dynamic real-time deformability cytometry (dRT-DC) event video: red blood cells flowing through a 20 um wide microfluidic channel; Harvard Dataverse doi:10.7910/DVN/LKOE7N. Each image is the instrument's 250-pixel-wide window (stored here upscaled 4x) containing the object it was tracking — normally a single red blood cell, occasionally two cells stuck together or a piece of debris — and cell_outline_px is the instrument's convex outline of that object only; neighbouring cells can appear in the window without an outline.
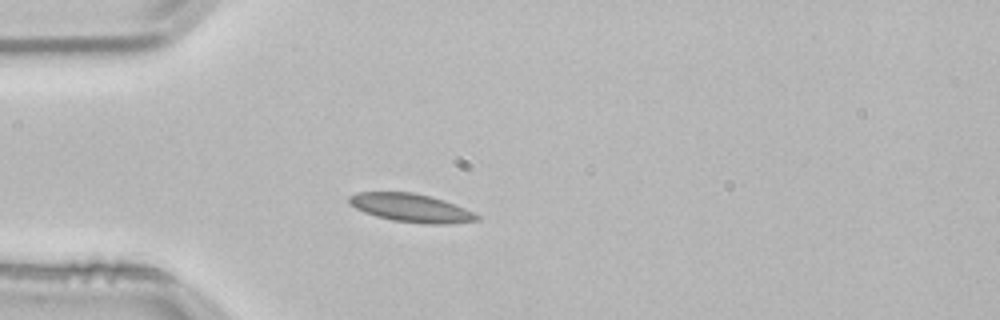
{"species": "common noctule bat (a hibernating species)", "species_latin": "Nyctalus noctula", "temperature_condition": "room temperature", "stored_images_in_passage": 40, "camera_frame_rate_fps": 3000, "um_per_image_px": 0.085, "animal": {"sex": "male", "body_mass_g": 21.5, "forearm_length_mm": 52.0}, "frame": {"image": 1, "passage_image": 1, "time_ms": 0.0, "image_size_px": [1000, 320], "cell_outline_px": [[480, 220], [448, 224], [424, 224], [392, 220], [376, 216], [364, 212], [348, 204], [348, 196], [356, 192], [412, 192], [444, 200], [464, 208], [480, 216]], "centroid_in_image_um": [34.91, 17.67], "position_along_channel_um": 50.1, "area_um2": 21.1}}
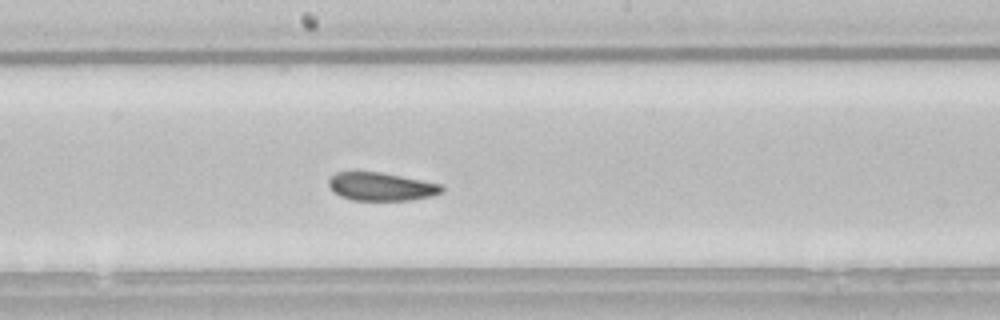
{"frame": {"image": 2, "passage_image": 15, "time_ms": 4.667, "image_size_px": [1000, 320], "cell_outline_px": [[444, 192], [432, 196], [412, 200], [352, 200], [340, 196], [332, 192], [328, 184], [328, 180], [336, 172], [380, 172], [444, 184]], "centroid_in_image_um": [32.43, 15.87], "position_along_channel_um": 215.8, "area_um2": 18.79}}
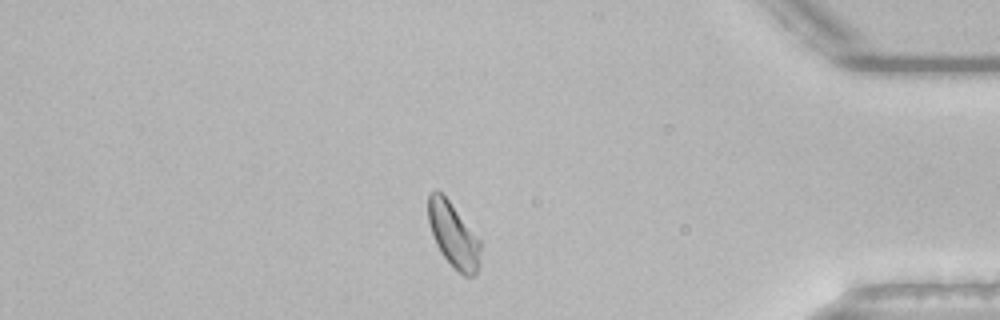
{"frame": {"image": 3, "passage_image": 32, "time_ms": 10.333, "image_size_px": [1000, 320], "cell_outline_px": [[480, 268], [472, 276], [464, 276], [440, 252], [432, 236], [428, 220], [428, 192], [436, 188], [448, 200], [480, 240]], "centroid_in_image_um": [38.52, 19.96], "position_along_channel_um": 396.7, "area_um2": 19.48}, "authors_computed_cell_mechanics": {"area_um2": 19.652, "velocity_mm_per_s": 3.7994, "shape_relaxation_time_tau1_ms": 2.3702, "shape_relaxation_time_tau2_ms": 0.5616, "deformation_change_tau1": 0.0898, "deformation_change_tau2": 0.06}}